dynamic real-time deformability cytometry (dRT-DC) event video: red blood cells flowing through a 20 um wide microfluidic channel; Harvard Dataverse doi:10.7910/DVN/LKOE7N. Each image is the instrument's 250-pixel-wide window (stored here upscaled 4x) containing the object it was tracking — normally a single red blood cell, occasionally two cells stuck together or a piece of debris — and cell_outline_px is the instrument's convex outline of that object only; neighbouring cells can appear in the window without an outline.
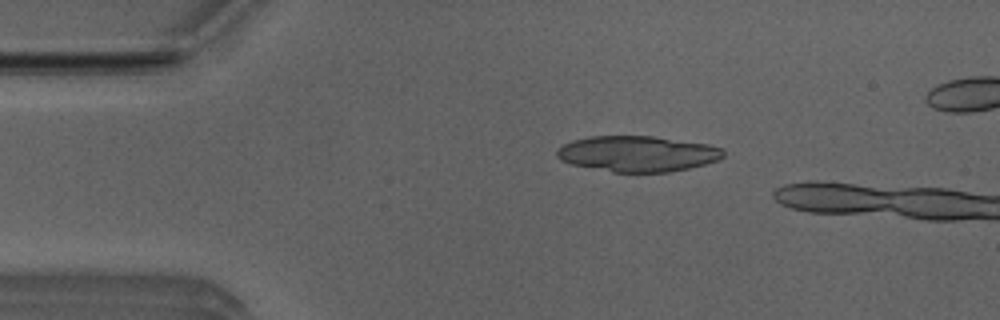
{"species": "Egyptian fruit bat (a non-hibernating species)", "species_latin": "Rousettus aegyptiacus", "temperature_condition": "room temperature", "stored_images_in_passage": 5, "camera_frame_rate_fps": 3000, "um_per_image_px": 0.085, "animal": {"sex": "male"}, "frame": {"image": 1, "passage_image": 3, "time_ms": 0.667, "image_size_px": [1000, 320], "cell_outline_px": [[724, 156], [720, 160], [688, 168], [668, 172], [612, 172], [572, 164], [560, 160], [556, 156], [556, 152], [564, 144], [572, 140], [588, 136], [652, 136], [708, 144], [724, 148]], "centroid_in_image_um": [54.2, 13.06], "position_along_channel_um": 30.8, "area_um2": 34.68}}